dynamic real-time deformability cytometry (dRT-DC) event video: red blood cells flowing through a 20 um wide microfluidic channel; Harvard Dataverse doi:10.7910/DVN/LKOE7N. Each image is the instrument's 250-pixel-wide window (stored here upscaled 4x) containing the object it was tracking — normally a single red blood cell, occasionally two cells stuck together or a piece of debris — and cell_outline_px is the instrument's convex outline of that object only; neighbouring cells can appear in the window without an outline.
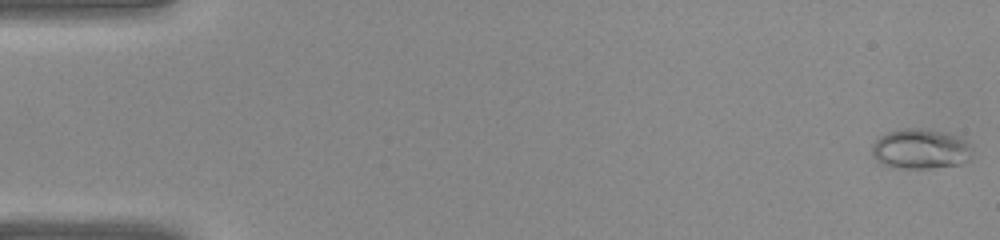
{"species": "common noctule bat (a hibernating species)", "species_latin": "Nyctalus noctula", "temperature_condition": "warm", "stored_images_in_passage": 40, "camera_frame_rate_fps": 3000, "um_per_image_px": 0.085, "animal": {"sex": "female", "body_mass_g": 22.0, "forearm_length_mm": 56.7}, "frame": {"image": 1, "passage_image": 1, "time_ms": 0.0, "image_size_px": [1000, 240], "cell_outline_px": [[972, 156], [968, 160], [960, 164], [928, 168], [892, 168], [880, 164], [872, 156], [872, 144], [880, 136], [888, 132], [900, 128], [920, 128], [944, 132], [960, 136], [968, 140], [972, 144]], "centroid_in_image_um": [78.25, 12.66], "position_along_channel_um": 6.7, "area_um2": 23.93}}
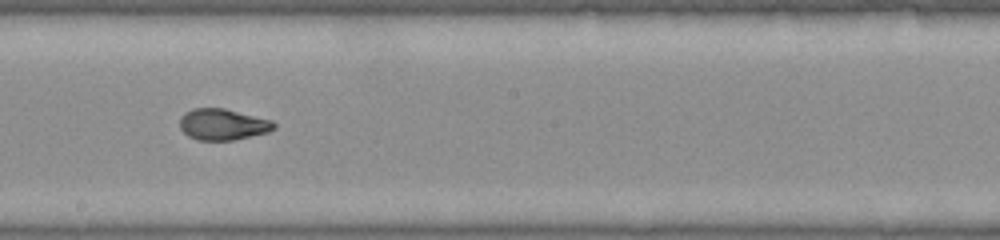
{"frame": {"image": 2, "passage_image": 23, "time_ms": 7.333, "image_size_px": [1000, 240], "cell_outline_px": [[276, 128], [268, 132], [232, 140], [196, 140], [188, 136], [180, 128], [180, 116], [184, 112], [192, 108], [224, 108], [272, 120], [276, 124]], "centroid_in_image_um": [18.92, 10.57], "position_along_channel_um": 229.3, "area_um2": 17.22}}
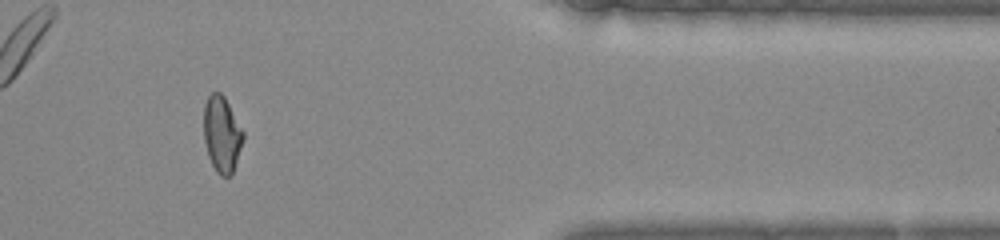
{"frame": {"image": 3, "passage_image": 34, "time_ms": 11.0, "image_size_px": [1000, 240], "cell_outline_px": [[244, 140], [232, 176], [220, 176], [216, 172], [208, 156], [204, 140], [204, 104], [208, 96], [212, 92], [220, 92], [224, 96], [244, 132]], "centroid_in_image_um": [18.87, 11.43], "position_along_channel_um": 392.5, "area_um2": 17.63}}